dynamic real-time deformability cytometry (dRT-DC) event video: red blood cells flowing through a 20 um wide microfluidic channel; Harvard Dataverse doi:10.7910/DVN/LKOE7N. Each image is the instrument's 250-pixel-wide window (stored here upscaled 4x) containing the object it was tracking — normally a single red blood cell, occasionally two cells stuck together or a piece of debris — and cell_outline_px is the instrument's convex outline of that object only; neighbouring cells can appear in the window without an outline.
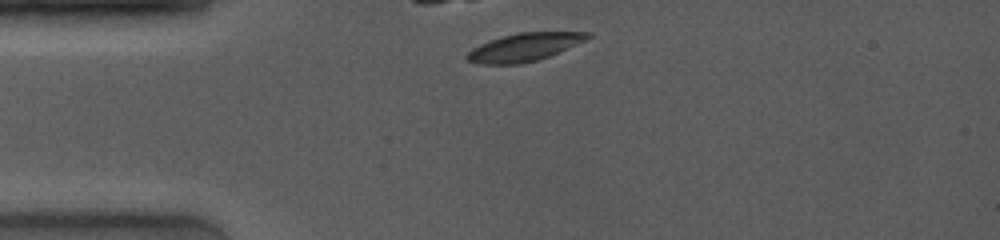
{"species": "common noctule bat (a hibernating species)", "species_latin": "Nyctalus noctula", "temperature_condition": "room temperature", "stored_images_in_passage": 2, "camera_frame_rate_fps": 4000, "um_per_image_px": 0.085, "animal": {"sex": "female", "body_mass_g": 19.0, "forearm_length_mm": 53.3}, "frame": {"image": 1, "passage_image": 1, "time_ms": 0.0, "image_size_px": [1000, 240], "cell_outline_px": [[592, 36], [588, 40], [548, 56], [536, 60], [520, 64], [480, 64], [468, 60], [464, 56], [472, 48], [480, 44], [500, 36], [516, 32], [592, 32]], "centroid_in_image_um": [44.57, 3.99], "position_along_channel_um": 40.4, "area_um2": 19.77}}